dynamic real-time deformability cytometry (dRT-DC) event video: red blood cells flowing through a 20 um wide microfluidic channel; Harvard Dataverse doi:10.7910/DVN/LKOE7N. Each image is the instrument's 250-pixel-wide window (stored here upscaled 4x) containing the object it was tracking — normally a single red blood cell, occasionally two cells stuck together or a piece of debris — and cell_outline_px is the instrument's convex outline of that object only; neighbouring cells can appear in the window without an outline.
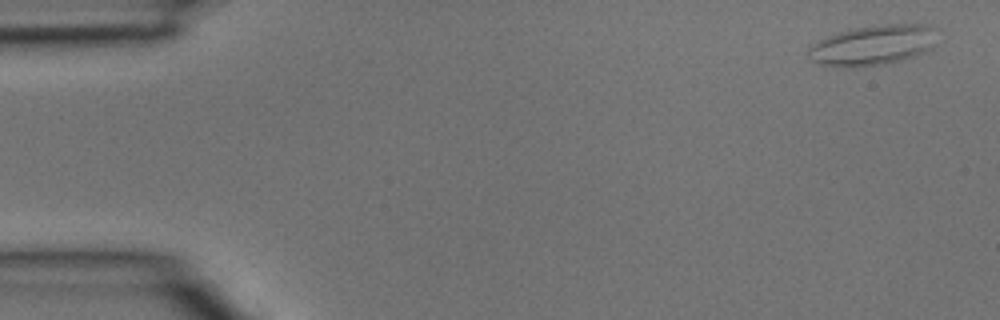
{"species": "common noctule bat (a hibernating species)", "species_latin": "Nyctalus noctula", "temperature_condition": "room temperature", "stored_images_in_passage": 4, "camera_frame_rate_fps": 3000, "um_per_image_px": 0.085, "animal": {"sex": "male", "body_mass_g": 15.6}, "frame": {"image": 1, "passage_image": 1, "time_ms": 0.0, "image_size_px": [1000, 320], "cell_outline_px": [[940, 28], [936, 44], [928, 52], [916, 56], [900, 60], [880, 64], [856, 68], [840, 68], [820, 64], [812, 60], [808, 56], [808, 48], [812, 44], [836, 32], [856, 28], [888, 24], [932, 24]], "centroid_in_image_um": [74.29, 3.84], "position_along_channel_um": 10.7, "area_um2": 30.87}}